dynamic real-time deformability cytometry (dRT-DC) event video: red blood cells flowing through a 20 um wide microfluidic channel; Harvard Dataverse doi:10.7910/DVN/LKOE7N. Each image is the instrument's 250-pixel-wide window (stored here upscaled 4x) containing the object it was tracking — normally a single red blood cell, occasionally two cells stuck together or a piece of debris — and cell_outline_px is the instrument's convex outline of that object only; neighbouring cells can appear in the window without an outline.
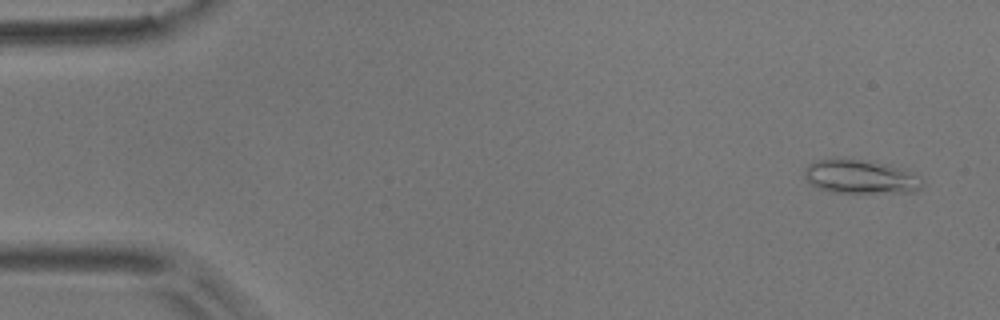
{"species": "common noctule bat (a hibernating species)", "species_latin": "Nyctalus noctula", "temperature_condition": "room temperature", "stored_images_in_passage": 4, "camera_frame_rate_fps": 3000, "um_per_image_px": 0.085, "animal": {"sex": "male", "body_mass_g": 17.9}, "frame": {"image": 1, "passage_image": 1, "time_ms": 0.0, "image_size_px": [1000, 320], "cell_outline_px": [[924, 184], [916, 192], [828, 192], [812, 184], [804, 176], [804, 168], [808, 164], [816, 160], [836, 156], [888, 164], [920, 176], [924, 180]], "centroid_in_image_um": [73.12, 14.99], "position_along_channel_um": 11.9, "area_um2": 23.52}}